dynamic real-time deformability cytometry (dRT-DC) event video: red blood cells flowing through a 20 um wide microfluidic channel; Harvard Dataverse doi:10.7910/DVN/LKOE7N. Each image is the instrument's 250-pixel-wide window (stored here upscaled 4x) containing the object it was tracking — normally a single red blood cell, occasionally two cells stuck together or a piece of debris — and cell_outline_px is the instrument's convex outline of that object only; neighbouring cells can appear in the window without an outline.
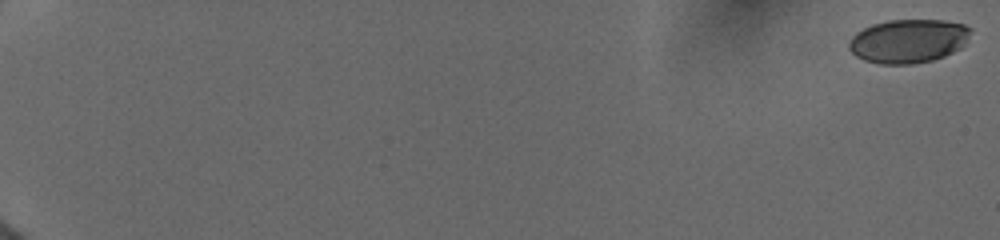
{"species": "human", "species_latin": "Homo sapiens", "temperature_condition": "cold", "stored_images_in_passage": 66, "camera_frame_rate_fps": 3000, "um_per_image_px": 0.085, "donor": {"sex": "female"}, "frame": {"image": 1, "passage_image": 1, "time_ms": 0.0, "image_size_px": [1000, 240], "cell_outline_px": [[972, 28], [964, 44], [960, 48], [944, 56], [932, 60], [912, 64], [880, 64], [864, 60], [856, 56], [848, 48], [848, 40], [856, 32], [872, 24], [888, 20], [944, 20], [964, 24]], "centroid_in_image_um": [77.18, 3.48], "position_along_channel_um": 7.8, "area_um2": 31.1}}
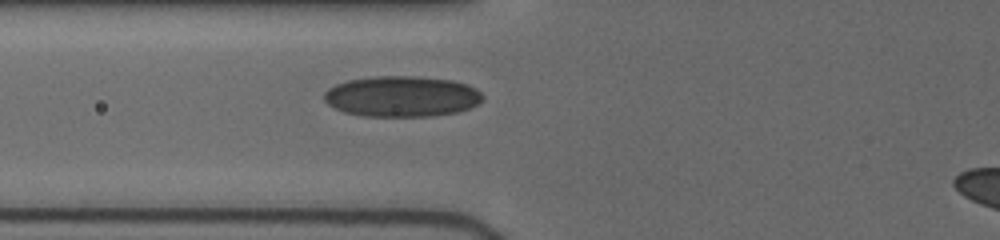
{"frame": {"image": 2, "passage_image": 53, "time_ms": 8.0, "image_size_px": [1000, 240], "cell_outline_px": [[484, 100], [468, 108], [456, 112], [432, 116], [364, 116], [344, 112], [328, 104], [324, 100], [324, 92], [328, 88], [336, 84], [348, 80], [376, 76], [412, 76], [452, 80], [468, 84], [476, 88], [484, 96]], "centroid_in_image_um": [34.16, 8.19], "position_along_channel_um": 91.6, "area_um2": 37.69}}
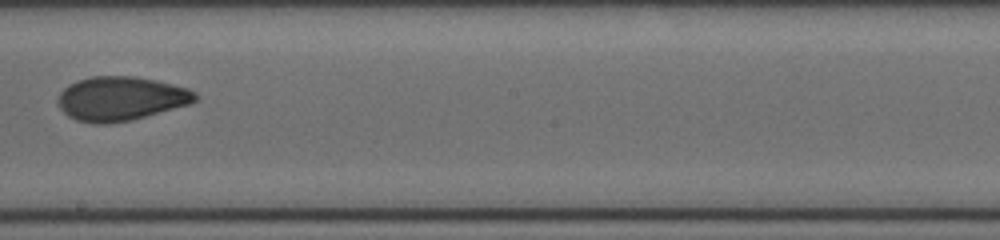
{"frame": {"image": 3, "passage_image": 66, "time_ms": 11.667, "image_size_px": [1000, 240], "cell_outline_px": [[200, 96], [192, 104], [132, 120], [108, 124], [92, 124], [76, 120], [68, 116], [60, 108], [56, 100], [60, 92], [68, 84], [76, 80], [92, 76], [136, 76], [156, 80], [188, 88], [196, 92]], "centroid_in_image_um": [10.28, 8.38], "position_along_channel_um": 237.9, "area_um2": 35.84}}